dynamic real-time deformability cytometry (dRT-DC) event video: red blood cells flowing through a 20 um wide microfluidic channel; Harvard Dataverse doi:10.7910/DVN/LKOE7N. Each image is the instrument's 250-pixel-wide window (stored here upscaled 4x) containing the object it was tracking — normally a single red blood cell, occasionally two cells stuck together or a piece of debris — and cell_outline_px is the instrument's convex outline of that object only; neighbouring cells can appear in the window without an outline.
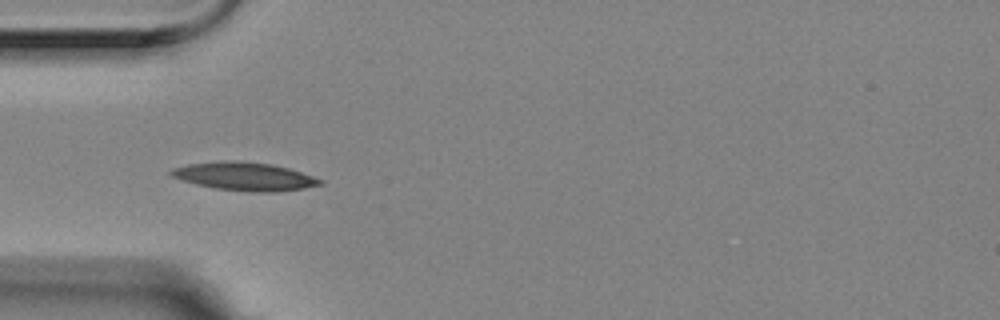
{"species": "Egyptian fruit bat (a non-hibernating species)", "species_latin": "Rousettus aegyptiacus", "temperature_condition": "room temperature", "stored_images_in_passage": 10, "camera_frame_rate_fps": 3000, "um_per_image_px": 0.085, "animal": {"sex": "female"}, "frame": {"image": 1, "passage_image": 6, "time_ms": 1.667, "image_size_px": [1000, 320], "cell_outline_px": [[324, 184], [304, 188], [276, 192], [248, 192], [216, 188], [196, 184], [172, 176], [168, 172], [172, 168], [188, 164], [220, 160], [240, 160], [272, 164], [288, 168], [324, 180]], "centroid_in_image_um": [20.8, 14.98], "position_along_channel_um": 64.2, "area_um2": 24.62}}
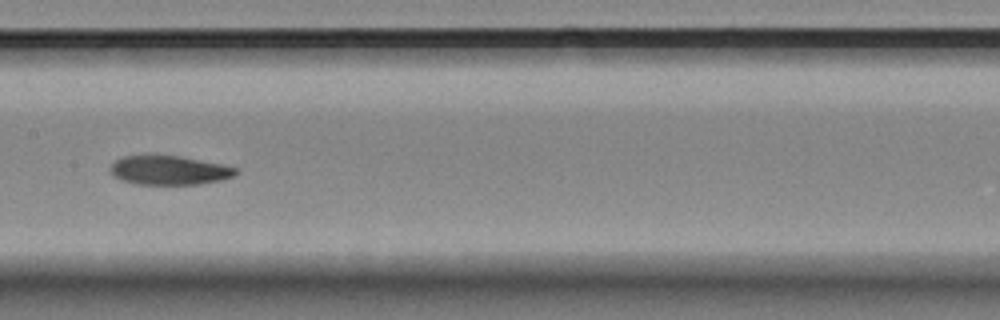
{"frame": {"image": 2, "passage_image": 9, "time_ms": 2.667, "image_size_px": [1000, 320], "cell_outline_px": [[240, 172], [232, 176], [220, 180], [200, 184], [136, 184], [112, 176], [108, 168], [116, 160], [124, 156], [180, 156], [240, 168]], "centroid_in_image_um": [14.39, 14.48], "position_along_channel_um": 193.0, "area_um2": 21.1}}
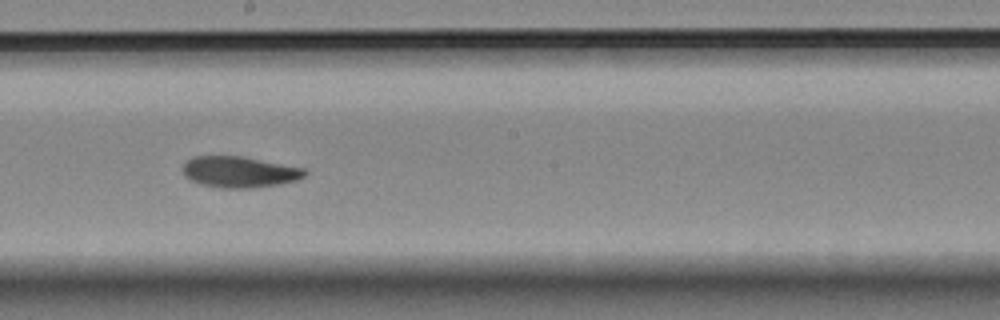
{"frame": {"image": 3, "passage_image": 10, "time_ms": 3.0, "image_size_px": [1000, 320], "cell_outline_px": [[308, 172], [304, 176], [296, 180], [280, 184], [248, 188], [220, 188], [200, 184], [184, 176], [184, 160], [192, 156], [244, 156], [304, 168]], "centroid_in_image_um": [20.34, 14.6], "position_along_channel_um": 227.9, "area_um2": 22.2}}